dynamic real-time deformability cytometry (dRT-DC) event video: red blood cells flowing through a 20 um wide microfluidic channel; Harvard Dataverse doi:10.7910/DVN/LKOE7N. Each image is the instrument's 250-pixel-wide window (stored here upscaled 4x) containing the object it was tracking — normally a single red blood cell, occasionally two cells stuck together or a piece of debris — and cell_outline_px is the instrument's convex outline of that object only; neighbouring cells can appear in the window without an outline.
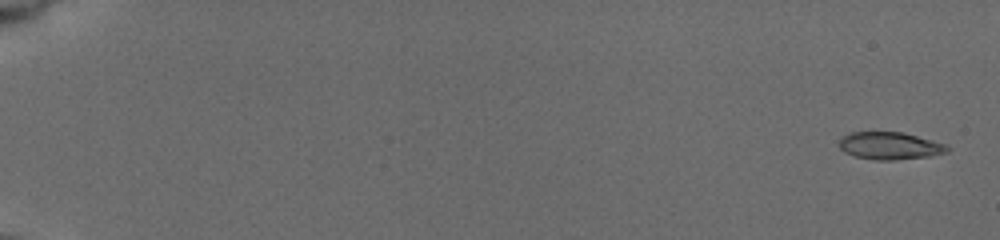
{"species": "common noctule bat (a hibernating species)", "species_latin": "Nyctalus noctula", "temperature_condition": "cold", "stored_images_in_passage": 23, "camera_frame_rate_fps": 3000, "um_per_image_px": 0.085, "animal": {"sex": "female", "body_mass_g": 19.5, "forearm_length_mm": 54.1}, "frame": {"image": 1, "passage_image": 1, "time_ms": 0.0, "image_size_px": [1000, 240], "cell_outline_px": [[948, 152], [932, 156], [892, 160], [876, 160], [856, 156], [844, 152], [840, 148], [840, 136], [852, 132], [900, 132], [916, 136], [944, 144], [948, 148]], "centroid_in_image_um": [75.6, 12.39], "position_along_channel_um": 9.4, "area_um2": 17.05}}
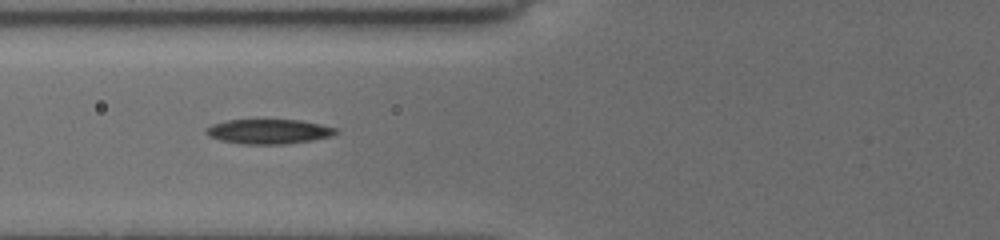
{"frame": {"image": 2, "passage_image": 14, "time_ms": 7.667, "image_size_px": [1000, 240], "cell_outline_px": [[336, 132], [332, 136], [312, 140], [288, 144], [240, 144], [220, 140], [208, 136], [204, 132], [204, 128], [212, 124], [228, 120], [300, 120], [320, 124], [336, 128]], "centroid_in_image_um": [22.79, 11.18], "position_along_channel_um": 103.0, "area_um2": 18.73}}
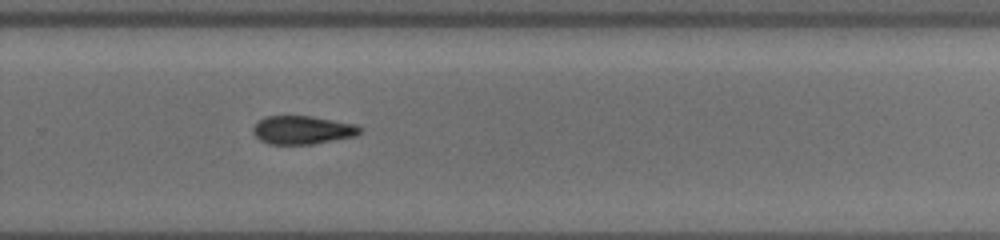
{"frame": {"image": 3, "passage_image": 23, "time_ms": 13.0, "image_size_px": [1000, 240], "cell_outline_px": [[360, 132], [352, 136], [312, 144], [268, 144], [260, 140], [252, 132], [252, 128], [264, 116], [308, 116], [356, 124], [360, 128]], "centroid_in_image_um": [25.64, 11.05], "position_along_channel_um": 304.2, "area_um2": 17.34}}